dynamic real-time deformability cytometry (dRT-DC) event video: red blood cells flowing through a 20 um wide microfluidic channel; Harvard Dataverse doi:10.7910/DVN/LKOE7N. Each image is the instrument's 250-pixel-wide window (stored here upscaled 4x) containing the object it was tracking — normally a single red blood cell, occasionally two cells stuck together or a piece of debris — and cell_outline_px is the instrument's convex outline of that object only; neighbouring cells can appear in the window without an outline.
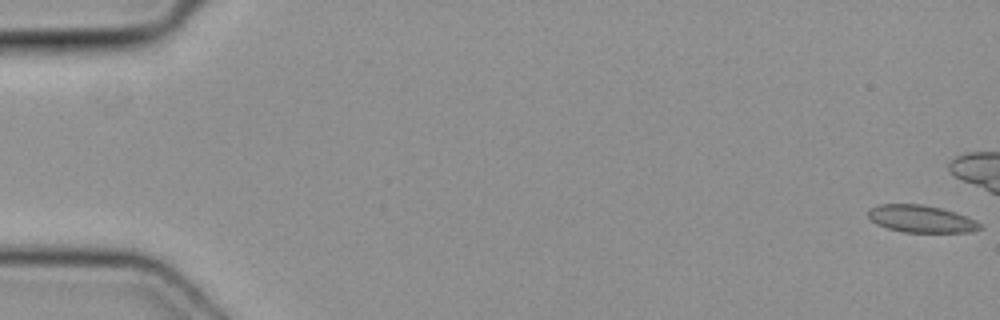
{"species": "common noctule bat (a hibernating species)", "species_latin": "Nyctalus noctula", "temperature_condition": "cold", "stored_images_in_passage": 16, "camera_frame_rate_fps": 3000, "um_per_image_px": 0.085, "animal": {"sex": "female", "body_mass_g": 19.3, "forearm_length_mm": 54.1}, "frame": {"image": 1, "passage_image": 1, "time_ms": 0.0, "image_size_px": [1000, 320], "cell_outline_px": [[980, 228], [972, 232], [904, 232], [888, 228], [876, 224], [868, 216], [868, 208], [880, 204], [920, 204], [940, 208], [956, 212], [976, 220], [980, 224]], "centroid_in_image_um": [78.28, 18.6], "position_along_channel_um": 6.7, "area_um2": 17.69}}